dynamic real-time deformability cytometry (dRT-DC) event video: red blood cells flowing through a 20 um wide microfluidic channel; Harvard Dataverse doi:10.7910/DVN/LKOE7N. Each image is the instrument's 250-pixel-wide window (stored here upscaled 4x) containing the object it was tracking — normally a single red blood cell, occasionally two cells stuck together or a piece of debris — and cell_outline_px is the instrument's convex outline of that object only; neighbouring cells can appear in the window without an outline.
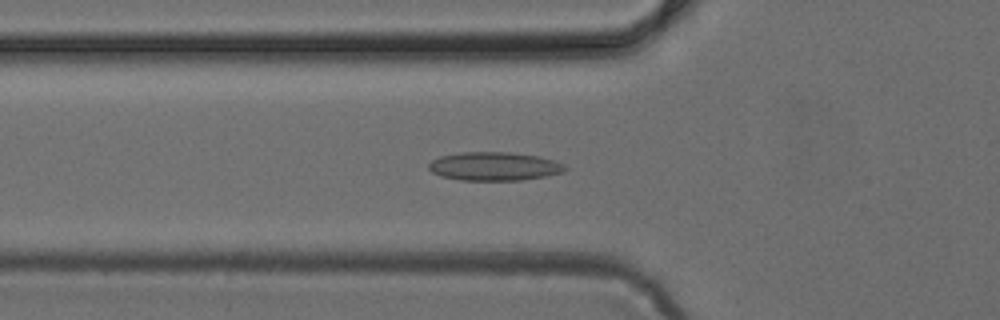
{"species": "common noctule bat (a hibernating species)", "species_latin": "Nyctalus noctula", "temperature_condition": "cold", "stored_images_in_passage": 47, "camera_frame_rate_fps": 3000, "um_per_image_px": 0.085, "animal": {"sex": "female", "body_mass_g": 24.6, "forearm_length_mm": 56.2}, "frame": {"image": 1, "passage_image": 16, "time_ms": 5.0, "image_size_px": [1000, 320], "cell_outline_px": [[568, 168], [564, 172], [548, 176], [524, 180], [460, 180], [440, 176], [432, 172], [428, 168], [428, 164], [432, 160], [440, 156], [464, 152], [508, 152], [540, 156], [564, 164]], "centroid_in_image_um": [42.03, 14.14], "position_along_channel_um": 83.8, "area_um2": 22.83}}
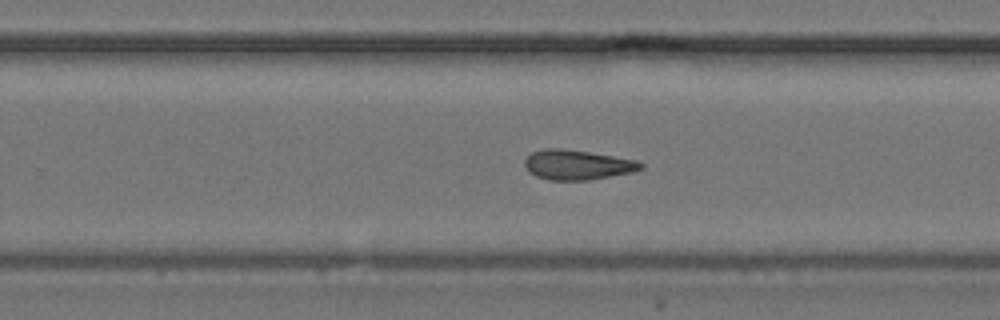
{"frame": {"image": 2, "passage_image": 30, "time_ms": 9.667, "image_size_px": [1000, 320], "cell_outline_px": [[644, 168], [632, 172], [588, 180], [548, 180], [536, 176], [528, 172], [524, 164], [524, 160], [532, 152], [544, 148], [564, 148], [636, 160], [644, 164]], "centroid_in_image_um": [49.04, 14.01], "position_along_channel_um": 280.8, "area_um2": 20.17}}
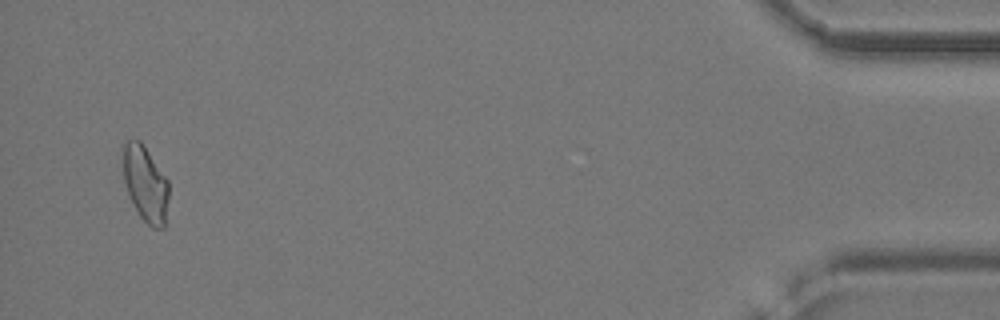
{"frame": {"image": 3, "passage_image": 46, "time_ms": 15.0, "image_size_px": [1000, 320], "cell_outline_px": [[168, 196], [164, 228], [152, 228], [140, 216], [124, 184], [120, 148], [120, 144], [128, 140], [140, 140], [168, 180]], "centroid_in_image_um": [12.31, 15.55], "position_along_channel_um": 422.9, "area_um2": 20.35}}